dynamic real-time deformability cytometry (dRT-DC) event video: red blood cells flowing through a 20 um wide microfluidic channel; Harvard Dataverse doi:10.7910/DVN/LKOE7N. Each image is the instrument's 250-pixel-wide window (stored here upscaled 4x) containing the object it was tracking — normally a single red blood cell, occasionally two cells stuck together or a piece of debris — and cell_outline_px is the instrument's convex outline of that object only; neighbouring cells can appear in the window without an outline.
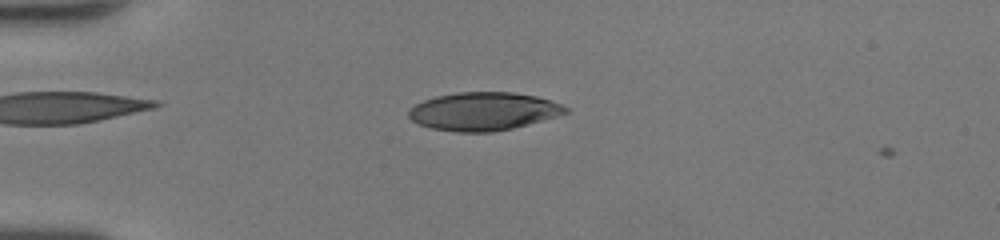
{"species": "human", "species_latin": "Homo sapiens", "temperature_condition": "room temperature", "stored_images_in_passage": 50, "camera_frame_rate_fps": 3000, "um_per_image_px": 0.085, "donor": {"sex": "female"}, "frame": {"image": 1, "passage_image": 14, "time_ms": 4.333, "image_size_px": [1000, 240], "cell_outline_px": [[572, 108], [568, 112], [556, 116], [528, 124], [512, 128], [492, 132], [456, 132], [432, 128], [416, 124], [408, 116], [408, 108], [424, 100], [436, 96], [456, 92], [512, 92], [536, 96]], "centroid_in_image_um": [41.06, 9.46], "position_along_channel_um": 43.9, "area_um2": 34.91}}
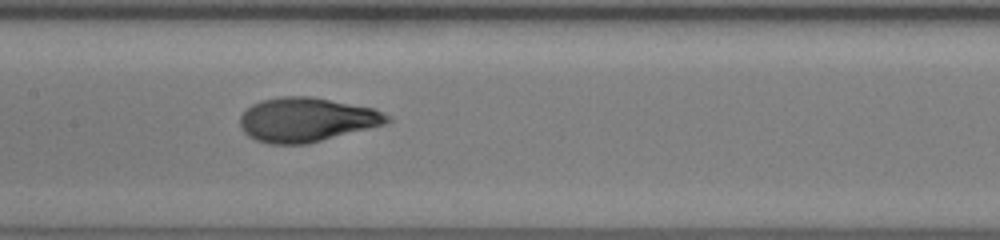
{"frame": {"image": 2, "passage_image": 26, "time_ms": 8.333, "image_size_px": [1000, 240], "cell_outline_px": [[392, 120], [384, 124], [308, 144], [268, 144], [256, 140], [248, 136], [240, 128], [240, 116], [252, 104], [264, 100], [280, 96], [312, 96], [372, 108], [392, 116]], "centroid_in_image_um": [26.04, 10.18], "position_along_channel_um": 181.4, "area_um2": 37.86}}
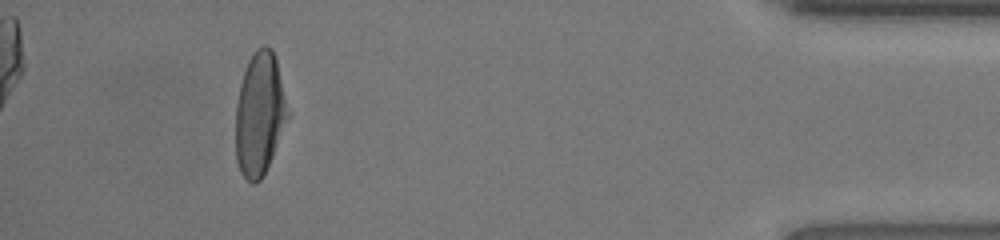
{"frame": {"image": 3, "passage_image": 46, "time_ms": 15.0, "image_size_px": [1000, 240], "cell_outline_px": [[292, 112], [264, 176], [256, 184], [252, 184], [240, 172], [236, 160], [236, 104], [240, 84], [248, 60], [256, 48], [264, 44], [272, 48], [276, 60]], "centroid_in_image_um": [22.11, 9.69], "position_along_channel_um": 413.1, "area_um2": 38.26}, "authors_computed_cell_mechanics": {"area_um2": 37.2232, "velocity_mm_per_s": 4.3069, "shape_relaxation_time_tau1_ms": 3.6304, "shape_relaxation_time_tau2_ms": 0.6441, "deformation_change_tau1": 0.2132, "deformation_change_tau2": 0.0578}}